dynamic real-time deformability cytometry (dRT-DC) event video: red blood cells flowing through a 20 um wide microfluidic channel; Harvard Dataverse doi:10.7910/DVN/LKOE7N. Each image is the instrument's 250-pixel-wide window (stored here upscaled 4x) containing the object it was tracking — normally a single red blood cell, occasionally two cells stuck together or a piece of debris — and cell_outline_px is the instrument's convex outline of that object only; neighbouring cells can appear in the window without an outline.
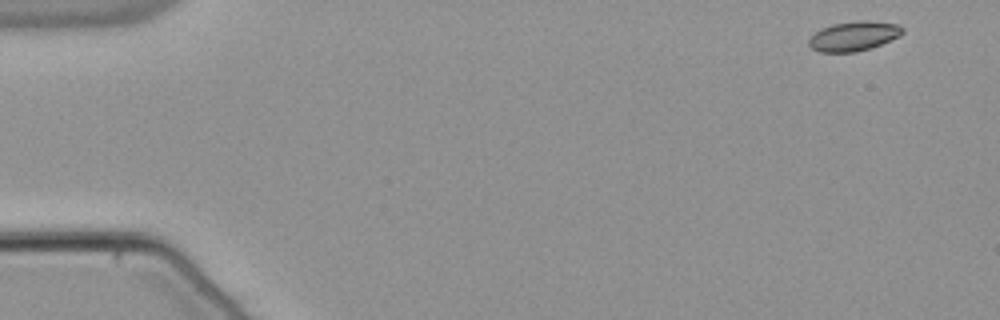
{"species": "common noctule bat (a hibernating species)", "species_latin": "Nyctalus noctula", "temperature_condition": "warm", "stored_images_in_passage": 52, "camera_frame_rate_fps": 3000, "um_per_image_px": 0.085, "animal": {"sex": "male", "body_mass_g": 21.5, "forearm_length_mm": 52.0}, "frame": {"image": 1, "passage_image": 1, "time_ms": 0.0, "image_size_px": [1000, 320], "cell_outline_px": [[904, 32], [900, 36], [880, 44], [856, 52], [820, 52], [812, 48], [808, 44], [808, 40], [820, 28], [832, 24], [856, 20], [868, 20], [900, 24], [904, 28]], "centroid_in_image_um": [72.59, 3.05], "position_along_channel_um": 12.4, "area_um2": 16.24}}
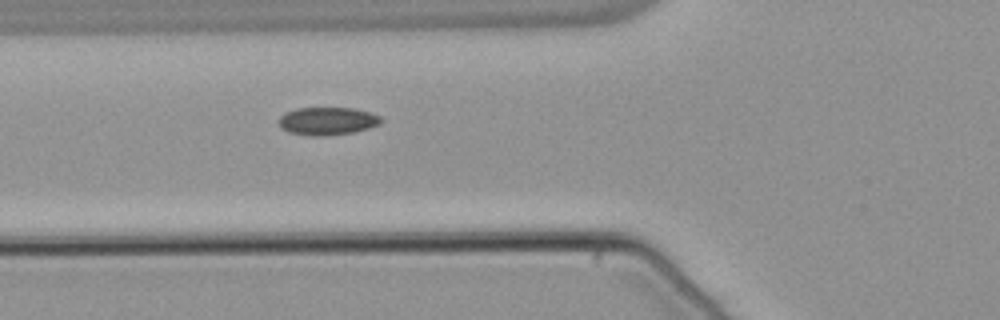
{"frame": {"image": 2, "passage_image": 18, "time_ms": 5.667, "image_size_px": [1000, 320], "cell_outline_px": [[380, 124], [356, 132], [328, 136], [312, 136], [288, 132], [280, 128], [276, 120], [284, 112], [296, 108], [356, 108], [372, 112], [380, 116]], "centroid_in_image_um": [27.79, 10.29], "position_along_channel_um": 98.0, "area_um2": 16.99}}
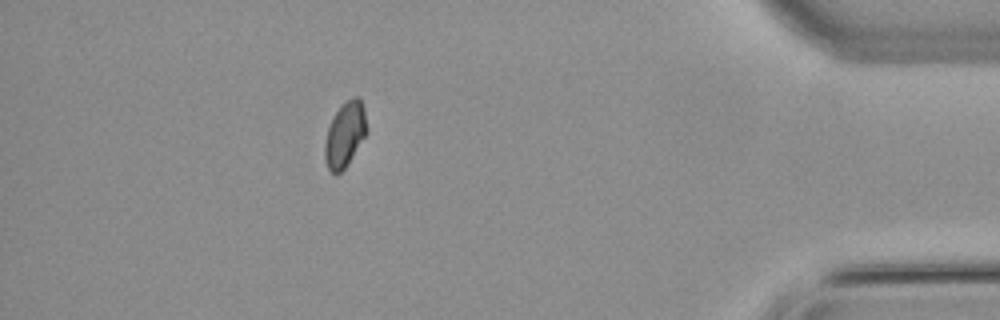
{"frame": {"image": 3, "passage_image": 46, "time_ms": 15.0, "image_size_px": [1000, 320], "cell_outline_px": [[364, 136], [348, 164], [336, 176], [328, 168], [324, 160], [324, 144], [328, 128], [340, 104], [344, 100], [356, 96], [360, 96], [364, 108]], "centroid_in_image_um": [29.27, 11.43], "position_along_channel_um": 405.9, "area_um2": 15.61}}